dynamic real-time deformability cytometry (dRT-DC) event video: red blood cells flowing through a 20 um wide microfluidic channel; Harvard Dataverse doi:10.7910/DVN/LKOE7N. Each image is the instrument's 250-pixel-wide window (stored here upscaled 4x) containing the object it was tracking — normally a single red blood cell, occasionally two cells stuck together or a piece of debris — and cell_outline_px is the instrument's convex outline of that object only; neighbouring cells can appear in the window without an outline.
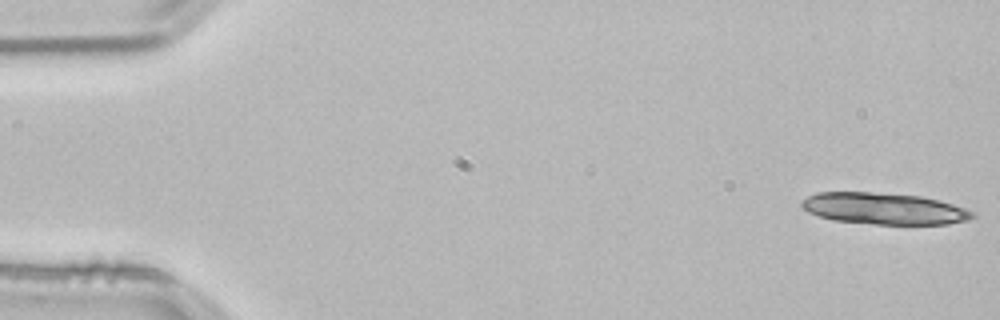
{"species": "common noctule bat (a hibernating species)", "species_latin": "Nyctalus noctula", "temperature_condition": "room temperature", "stored_images_in_passage": 14, "camera_frame_rate_fps": 3000, "um_per_image_px": 0.085, "animal": {"sex": "male", "body_mass_g": 21.5, "forearm_length_mm": 52.0}, "frame": {"image": 1, "passage_image": 1, "time_ms": 0.0, "image_size_px": [1000, 320], "cell_outline_px": [[976, 216], [968, 220], [948, 224], [872, 224], [832, 220], [808, 212], [800, 204], [800, 200], [816, 192], [872, 192], [920, 196], [940, 200], [964, 208], [972, 212]], "centroid_in_image_um": [75.11, 17.73], "position_along_channel_um": 9.9, "area_um2": 31.39}}